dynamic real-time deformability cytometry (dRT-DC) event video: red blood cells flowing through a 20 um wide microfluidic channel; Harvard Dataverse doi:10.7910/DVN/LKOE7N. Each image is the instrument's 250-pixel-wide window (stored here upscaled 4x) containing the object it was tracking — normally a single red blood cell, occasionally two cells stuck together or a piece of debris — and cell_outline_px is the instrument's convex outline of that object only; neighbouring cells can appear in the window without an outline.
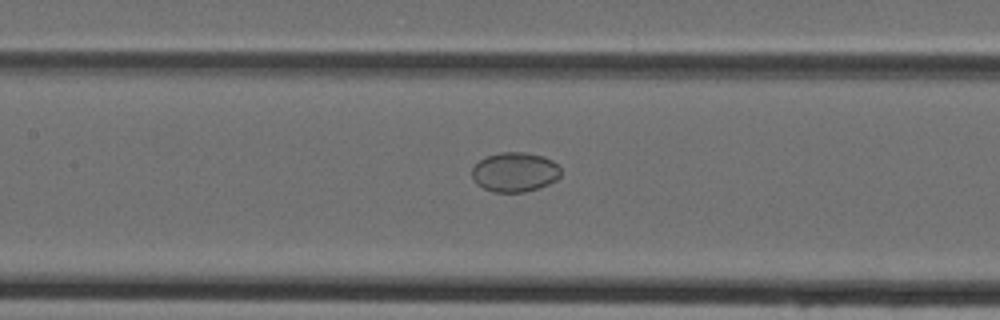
{"species": "Egyptian fruit bat (a non-hibernating species)", "species_latin": "Rousettus aegyptiacus", "temperature_condition": "cold", "stored_images_in_passage": 40, "camera_frame_rate_fps": 3000, "um_per_image_px": 0.085, "animal": {"sex": "female"}, "frame": {"image": 1, "passage_image": 19, "time_ms": 6.0, "image_size_px": [1000, 320], "cell_outline_px": [[560, 176], [556, 180], [540, 188], [524, 192], [492, 192], [476, 184], [472, 176], [472, 168], [480, 160], [488, 156], [500, 152], [524, 152], [544, 156], [552, 160], [560, 168]], "centroid_in_image_um": [43.76, 14.63], "position_along_channel_um": 163.6, "area_um2": 20.52}}
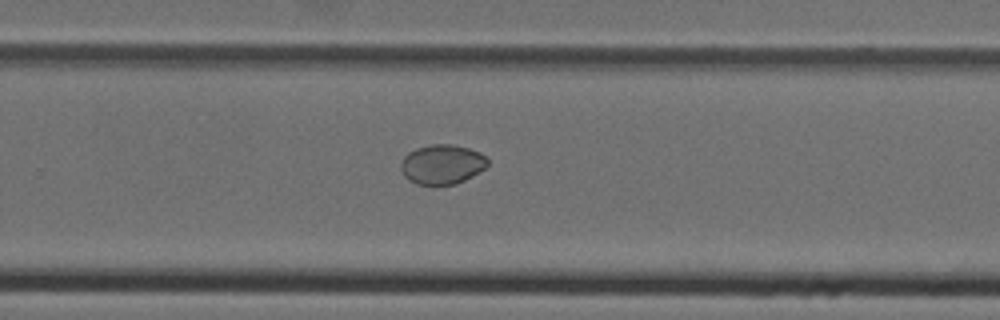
{"frame": {"image": 2, "passage_image": 28, "time_ms": 9.0, "image_size_px": [1000, 320], "cell_outline_px": [[488, 164], [484, 168], [472, 176], [456, 184], [436, 188], [416, 184], [408, 180], [404, 176], [400, 168], [400, 164], [404, 156], [408, 152], [416, 148], [432, 144], [452, 144], [468, 148], [480, 152], [488, 160]], "centroid_in_image_um": [37.54, 14.01], "position_along_channel_um": 292.3, "area_um2": 20.58}}
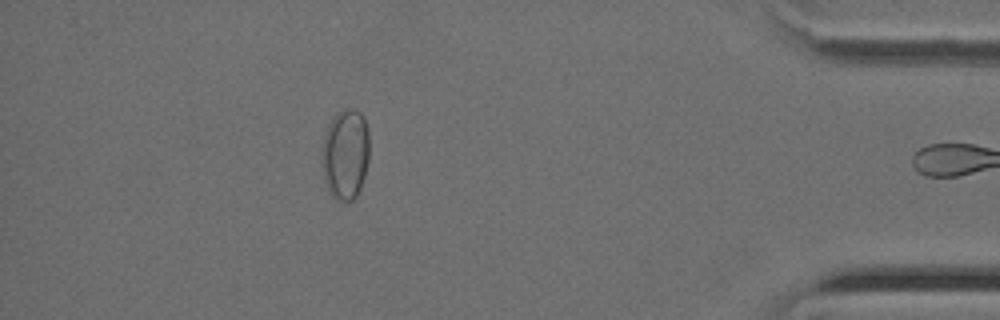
{"frame": {"image": 3, "passage_image": 39, "time_ms": 12.667, "image_size_px": [1000, 320], "cell_outline_px": [[368, 160], [364, 176], [360, 188], [356, 196], [352, 200], [340, 204], [328, 192], [324, 180], [324, 136], [328, 124], [332, 116], [344, 108], [356, 108], [364, 116], [368, 132]], "centroid_in_image_um": [29.37, 13.11], "position_along_channel_um": 405.8, "area_um2": 25.09}}